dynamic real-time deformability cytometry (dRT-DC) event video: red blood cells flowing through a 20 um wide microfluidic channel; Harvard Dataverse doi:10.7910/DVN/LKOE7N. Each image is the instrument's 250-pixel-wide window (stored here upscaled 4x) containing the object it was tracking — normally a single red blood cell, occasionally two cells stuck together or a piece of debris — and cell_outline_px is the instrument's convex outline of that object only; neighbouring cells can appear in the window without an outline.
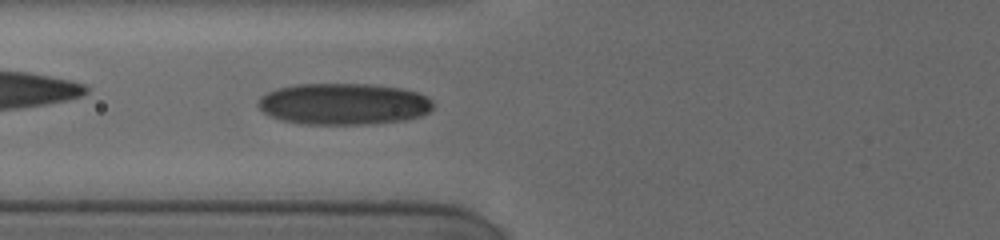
{"species": "human", "species_latin": "Homo sapiens", "temperature_condition": "cold", "stored_images_in_passage": 13, "camera_frame_rate_fps": 3000, "um_per_image_px": 0.085, "donor": {"sex": "female"}, "frame": {"image": 1, "passage_image": 10, "time_ms": 4.0, "image_size_px": [1000, 240], "cell_outline_px": [[432, 108], [428, 112], [420, 116], [408, 120], [364, 124], [304, 124], [280, 120], [264, 112], [256, 104], [268, 92], [280, 88], [296, 84], [368, 84], [400, 88], [416, 92], [428, 96], [432, 100]], "centroid_in_image_um": [29.24, 8.84], "position_along_channel_um": 96.6, "area_um2": 42.14}}
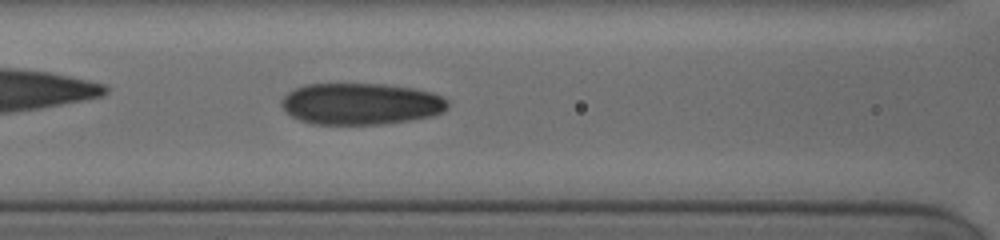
{"frame": {"image": 2, "passage_image": 13, "time_ms": 5.0, "image_size_px": [1000, 240], "cell_outline_px": [[448, 108], [444, 112], [432, 116], [384, 124], [312, 124], [300, 120], [292, 116], [280, 104], [284, 96], [288, 92], [304, 84], [388, 84], [416, 88], [432, 92], [448, 100]], "centroid_in_image_um": [30.7, 8.82], "position_along_channel_um": 135.9, "area_um2": 40.46}}